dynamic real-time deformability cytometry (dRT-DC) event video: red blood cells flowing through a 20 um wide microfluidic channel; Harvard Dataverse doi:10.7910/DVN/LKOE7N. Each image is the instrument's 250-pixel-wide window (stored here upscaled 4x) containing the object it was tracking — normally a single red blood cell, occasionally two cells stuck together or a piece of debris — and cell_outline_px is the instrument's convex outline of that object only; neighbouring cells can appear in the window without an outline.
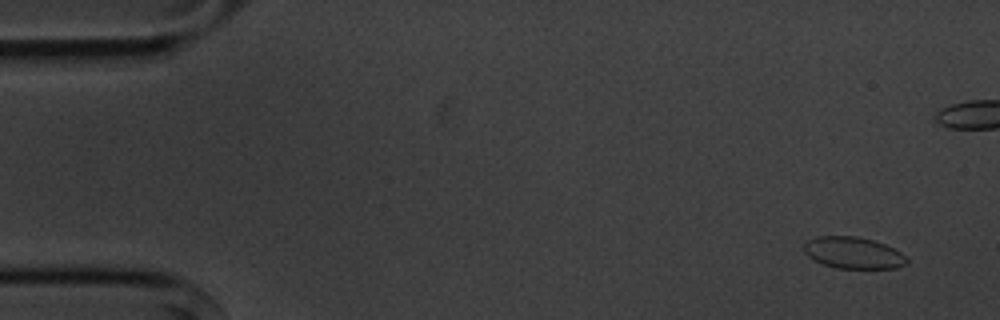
{"species": "common noctule bat (a hibernating species)", "species_latin": "Nyctalus noctula", "temperature_condition": "cold", "stored_images_in_passage": 6, "camera_frame_rate_fps": 3000, "um_per_image_px": 0.085, "animal": {"sex": "male", "body_mass_g": 20.1, "forearm_length_mm": 53.5}, "frame": {"image": 1, "passage_image": 2, "time_ms": 1.0, "image_size_px": [1000, 320], "cell_outline_px": [[908, 260], [904, 264], [896, 268], [836, 268], [824, 264], [808, 256], [804, 252], [804, 244], [808, 240], [816, 236], [856, 236], [872, 240], [884, 244], [900, 252]], "centroid_in_image_um": [72.5, 21.48], "position_along_channel_um": 12.5, "area_um2": 18.67}}